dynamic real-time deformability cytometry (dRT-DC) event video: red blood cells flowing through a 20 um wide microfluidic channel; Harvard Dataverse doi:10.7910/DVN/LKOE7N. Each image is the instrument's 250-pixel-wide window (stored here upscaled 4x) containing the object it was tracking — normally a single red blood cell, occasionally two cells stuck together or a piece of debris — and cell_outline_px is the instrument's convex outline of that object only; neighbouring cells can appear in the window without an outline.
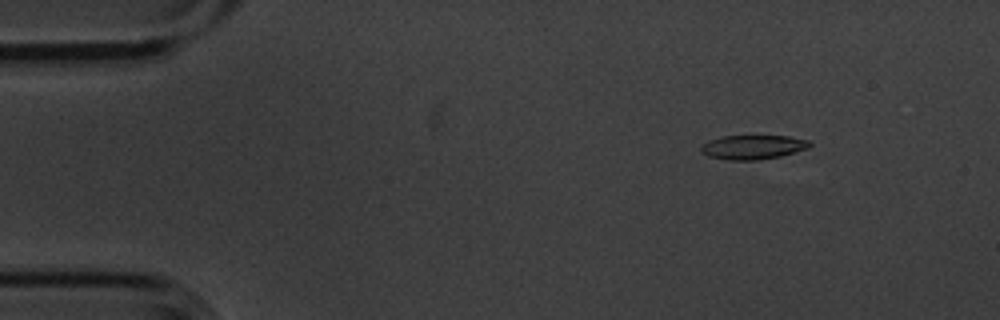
{"species": "common noctule bat (a hibernating species)", "species_latin": "Nyctalus noctula", "temperature_condition": "cold", "stored_images_in_passage": 6, "camera_frame_rate_fps": 3000, "um_per_image_px": 0.085, "animal": {"sex": "male", "body_mass_g": 20.1, "forearm_length_mm": 53.5}, "frame": {"image": 1, "passage_image": 2, "time_ms": 0.333, "image_size_px": [1000, 320], "cell_outline_px": [[812, 144], [808, 148], [780, 156], [760, 160], [728, 160], [708, 156], [700, 148], [708, 140], [724, 136], [788, 136], [808, 140]], "centroid_in_image_um": [64.01, 12.5], "position_along_channel_um": 21.0, "area_um2": 15.2}}
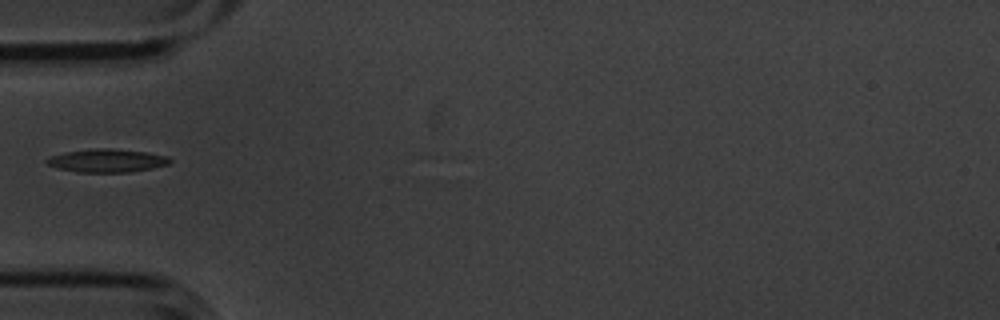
{"frame": {"image": 2, "passage_image": 5, "time_ms": 1.333, "image_size_px": [1000, 320], "cell_outline_px": [[172, 160], [168, 164], [152, 168], [128, 172], [76, 172], [56, 168], [48, 164], [44, 160], [48, 156], [64, 152], [92, 148], [112, 148], [148, 152], [168, 156]], "centroid_in_image_um": [9.06, 13.64], "position_along_channel_um": 75.9, "area_um2": 16.88}}
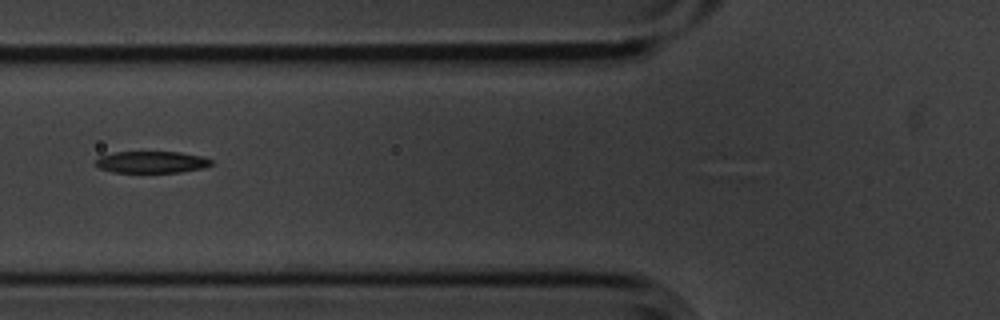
{"frame": {"image": 3, "passage_image": 6, "time_ms": 1.667, "image_size_px": [1000, 320], "cell_outline_px": [[212, 164], [204, 168], [180, 172], [112, 172], [100, 168], [96, 164], [96, 160], [100, 156], [116, 152], [180, 152], [204, 156], [212, 160]], "centroid_in_image_um": [12.93, 13.77], "position_along_channel_um": 112.9, "area_um2": 14.62}}